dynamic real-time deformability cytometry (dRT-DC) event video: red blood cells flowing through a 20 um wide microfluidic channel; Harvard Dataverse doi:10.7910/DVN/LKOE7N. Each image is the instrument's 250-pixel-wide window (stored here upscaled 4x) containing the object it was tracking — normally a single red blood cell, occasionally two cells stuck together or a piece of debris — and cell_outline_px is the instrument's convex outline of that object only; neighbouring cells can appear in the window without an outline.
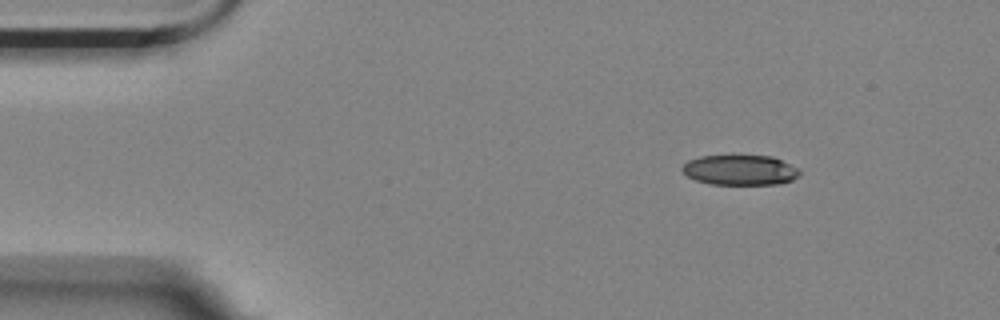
{"species": "Egyptian fruit bat (a non-hibernating species)", "species_latin": "Rousettus aegyptiacus", "temperature_condition": "room temperature", "stored_images_in_passage": 3, "camera_frame_rate_fps": 3000, "um_per_image_px": 0.085, "animal": {"sex": "female"}, "frame": {"image": 1, "passage_image": 1, "time_ms": 0.0, "image_size_px": [1000, 320], "cell_outline_px": [[800, 176], [792, 180], [780, 184], [708, 184], [696, 180], [688, 176], [680, 168], [688, 160], [700, 156], [772, 156], [800, 168]], "centroid_in_image_um": [62.93, 14.46], "position_along_channel_um": 22.1, "area_um2": 20.69}}
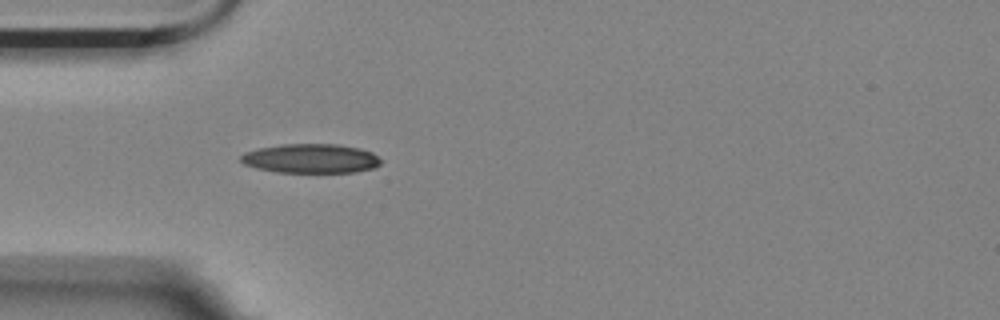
{"frame": {"image": 2, "passage_image": 3, "time_ms": 0.667, "image_size_px": [1000, 320], "cell_outline_px": [[380, 164], [376, 168], [356, 172], [276, 172], [256, 168], [244, 164], [240, 160], [240, 156], [244, 152], [260, 148], [280, 144], [340, 144], [360, 148], [372, 152], [380, 160]], "centroid_in_image_um": [26.42, 13.47], "position_along_channel_um": 58.6, "area_um2": 23.99}}